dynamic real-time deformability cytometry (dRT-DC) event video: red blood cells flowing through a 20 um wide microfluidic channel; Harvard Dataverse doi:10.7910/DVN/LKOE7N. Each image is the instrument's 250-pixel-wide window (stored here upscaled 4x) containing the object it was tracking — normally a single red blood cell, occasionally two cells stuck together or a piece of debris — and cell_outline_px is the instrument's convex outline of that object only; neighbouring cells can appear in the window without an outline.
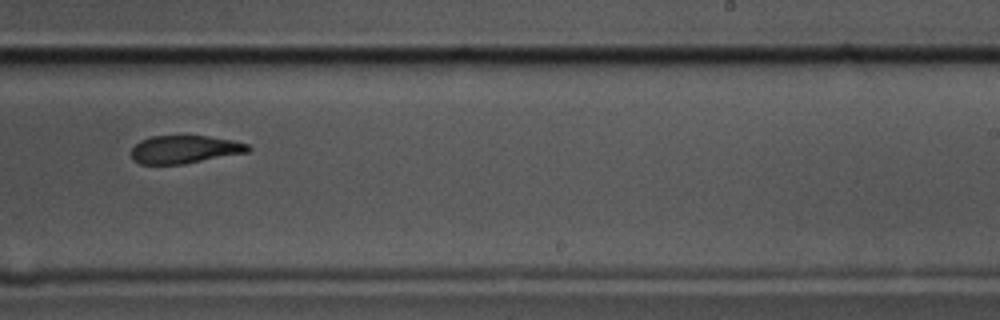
{"species": "common noctule bat (a hibernating species)", "species_latin": "Nyctalus noctula", "temperature_condition": "cold", "stored_images_in_passage": 7, "camera_frame_rate_fps": 3000, "um_per_image_px": 0.085, "animal": {"sex": "male", "body_mass_g": 17.5, "forearm_length_mm": 52.3}, "frame": {"image": 1, "passage_image": 6, "time_ms": 1.667, "image_size_px": [1000, 320], "cell_outline_px": [[252, 148], [248, 152], [184, 164], [140, 164], [132, 160], [132, 148], [140, 140], [152, 136], [208, 136], [232, 140], [248, 144]], "centroid_in_image_um": [15.69, 12.7], "position_along_channel_um": 273.3, "area_um2": 19.02}}